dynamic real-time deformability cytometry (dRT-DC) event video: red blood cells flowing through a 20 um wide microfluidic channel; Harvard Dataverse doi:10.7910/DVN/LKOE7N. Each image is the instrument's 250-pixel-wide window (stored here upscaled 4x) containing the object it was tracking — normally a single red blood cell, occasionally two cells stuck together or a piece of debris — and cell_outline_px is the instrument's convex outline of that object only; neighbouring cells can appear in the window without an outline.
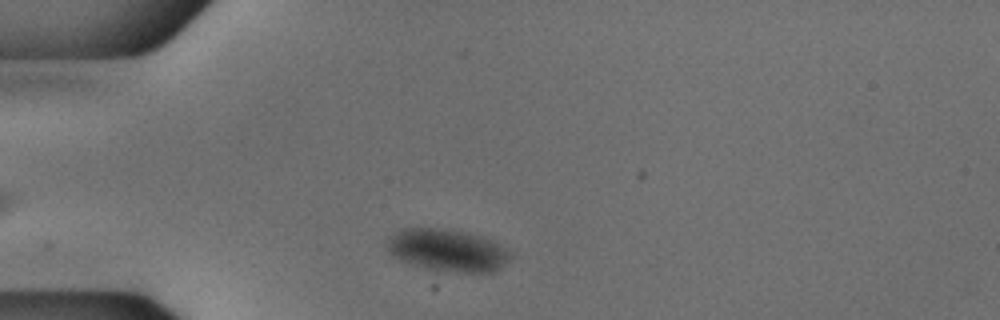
{"species": "common noctule bat (a hibernating species)", "species_latin": "Nyctalus noctula", "temperature_condition": "cold", "stored_images_in_passage": 33, "camera_frame_rate_fps": 3000, "um_per_image_px": 0.085, "animal": {"sex": "male", "body_mass_g": 18.8}, "frame": {"image": 1, "passage_image": 3, "time_ms": 0.667, "image_size_px": [1000, 320], "cell_outline_px": [[512, 256], [500, 268], [492, 272], [460, 272], [428, 268], [400, 260], [392, 256], [384, 248], [388, 236], [400, 228], [436, 228], [468, 232], [480, 236], [500, 244]], "centroid_in_image_um": [37.96, 21.25], "position_along_channel_um": 47.0, "area_um2": 30.29}}
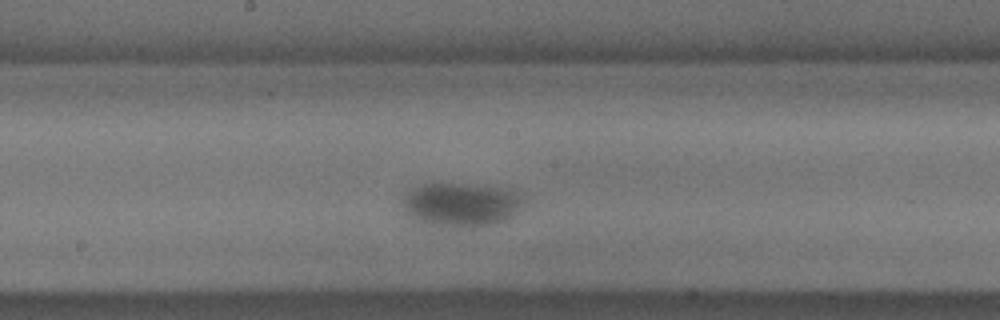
{"frame": {"image": 2, "passage_image": 18, "time_ms": 5.667, "image_size_px": [1000, 320], "cell_outline_px": [[524, 208], [512, 216], [496, 224], [432, 224], [416, 220], [408, 216], [404, 212], [400, 204], [408, 188], [424, 184], [460, 184], [508, 188], [524, 196]], "centroid_in_image_um": [39.19, 17.34], "position_along_channel_um": 209.0, "area_um2": 30.46}}
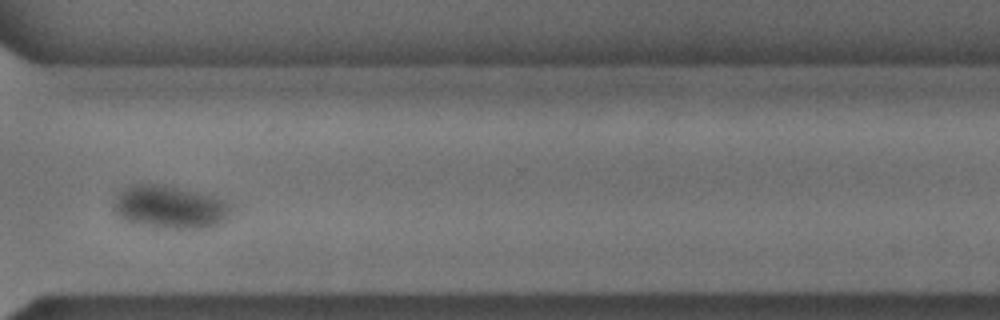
{"frame": {"image": 3, "passage_image": 30, "time_ms": 9.667, "image_size_px": [1000, 320], "cell_outline_px": [[236, 212], [224, 224], [212, 228], [156, 228], [132, 224], [124, 220], [112, 208], [112, 204], [116, 196], [124, 184], [160, 184], [200, 192], [228, 200], [236, 204]], "centroid_in_image_um": [14.54, 17.61], "position_along_channel_um": 356.1, "area_um2": 31.04}}